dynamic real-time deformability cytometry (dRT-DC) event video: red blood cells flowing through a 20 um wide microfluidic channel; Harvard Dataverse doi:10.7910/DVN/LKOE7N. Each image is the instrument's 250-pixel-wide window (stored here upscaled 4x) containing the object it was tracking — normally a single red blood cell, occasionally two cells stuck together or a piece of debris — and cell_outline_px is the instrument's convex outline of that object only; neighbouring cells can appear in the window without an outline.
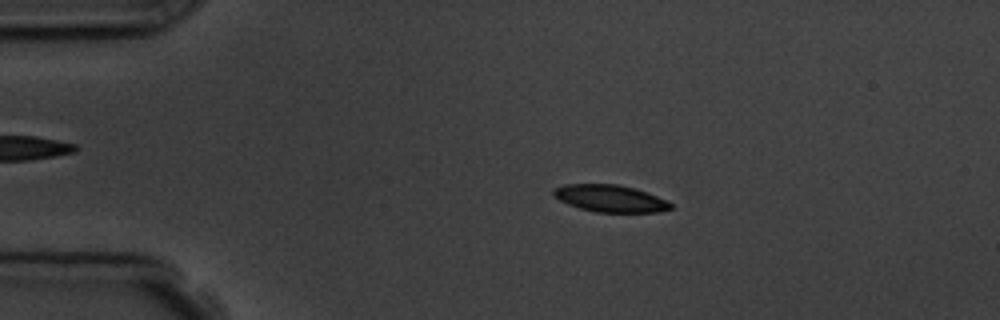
{"species": "common noctule bat (a hibernating species)", "species_latin": "Nyctalus noctula", "temperature_condition": "room temperature", "stored_images_in_passage": 8, "camera_frame_rate_fps": 3000, "um_per_image_px": 0.085, "animal": {"sex": "male", "body_mass_g": 19.5, "forearm_length_mm": 54.6}, "frame": {"image": 1, "passage_image": 3, "time_ms": 2.333, "image_size_px": [1000, 320], "cell_outline_px": [[672, 208], [656, 212], [596, 212], [580, 208], [568, 204], [552, 196], [552, 188], [564, 184], [616, 184], [632, 188], [668, 200], [672, 204]], "centroid_in_image_um": [51.81, 16.86], "position_along_channel_um": 33.2, "area_um2": 18.38}}
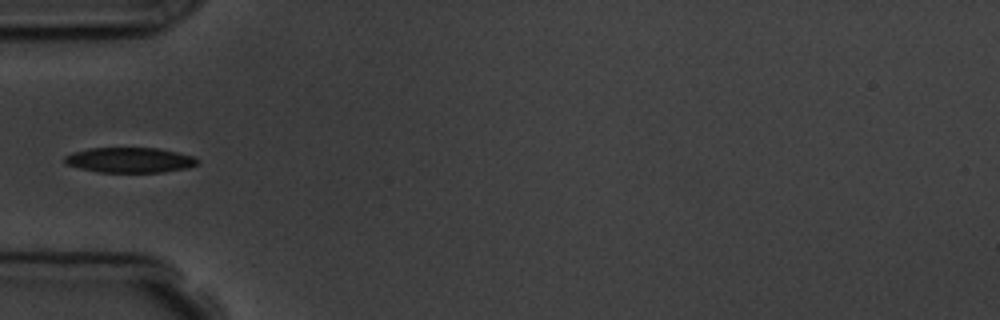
{"frame": {"image": 2, "passage_image": 5, "time_ms": 4.667, "image_size_px": [1000, 320], "cell_outline_px": [[200, 164], [188, 168], [164, 172], [100, 172], [80, 168], [68, 164], [64, 160], [64, 156], [72, 152], [88, 148], [160, 148], [196, 156], [200, 160]], "centroid_in_image_um": [11.11, 13.6], "position_along_channel_um": 73.9, "area_um2": 19.71}}